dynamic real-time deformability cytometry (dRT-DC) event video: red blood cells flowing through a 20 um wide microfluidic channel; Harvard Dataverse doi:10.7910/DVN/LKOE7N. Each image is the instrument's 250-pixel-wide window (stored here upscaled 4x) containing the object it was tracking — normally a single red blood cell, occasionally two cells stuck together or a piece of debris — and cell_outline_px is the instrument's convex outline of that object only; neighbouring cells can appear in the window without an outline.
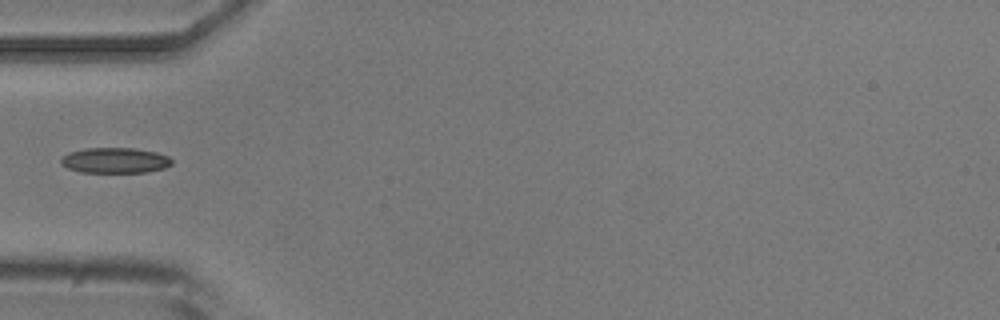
{"species": "common noctule bat (a hibernating species)", "species_latin": "Nyctalus noctula", "temperature_condition": "room temperature", "stored_images_in_passage": 4, "camera_frame_rate_fps": 3000, "um_per_image_px": 0.085, "animal": {"sex": "male", "body_mass_g": 20.5, "forearm_length_mm": 52.5}, "frame": {"image": 1, "passage_image": 3, "time_ms": 3.333, "image_size_px": [1000, 320], "cell_outline_px": [[172, 164], [164, 168], [148, 172], [80, 172], [68, 168], [60, 164], [60, 156], [68, 152], [84, 148], [132, 148], [156, 152], [168, 156], [172, 160]], "centroid_in_image_um": [9.73, 13.63], "position_along_channel_um": 75.3, "area_um2": 16.59}}
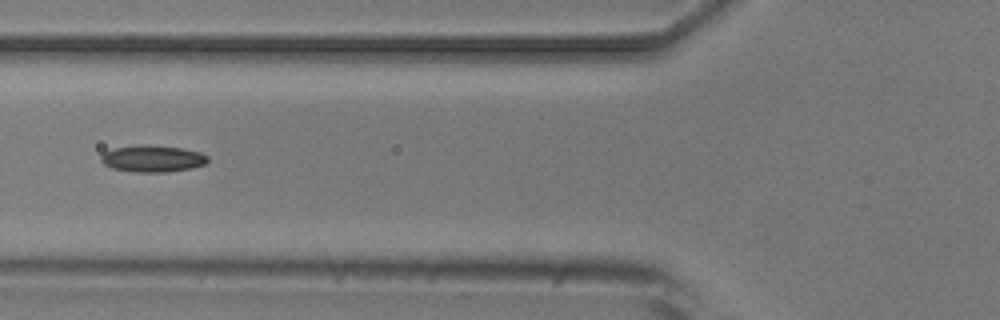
{"frame": {"image": 2, "passage_image": 4, "time_ms": 4.333, "image_size_px": [1000, 320], "cell_outline_px": [[208, 160], [204, 164], [192, 168], [168, 172], [136, 172], [112, 168], [104, 164], [100, 160], [100, 156], [104, 152], [112, 148], [144, 144], [148, 144], [184, 148], [200, 152], [208, 156]], "centroid_in_image_um": [12.96, 13.47], "position_along_channel_um": 112.8, "area_um2": 16.82}}